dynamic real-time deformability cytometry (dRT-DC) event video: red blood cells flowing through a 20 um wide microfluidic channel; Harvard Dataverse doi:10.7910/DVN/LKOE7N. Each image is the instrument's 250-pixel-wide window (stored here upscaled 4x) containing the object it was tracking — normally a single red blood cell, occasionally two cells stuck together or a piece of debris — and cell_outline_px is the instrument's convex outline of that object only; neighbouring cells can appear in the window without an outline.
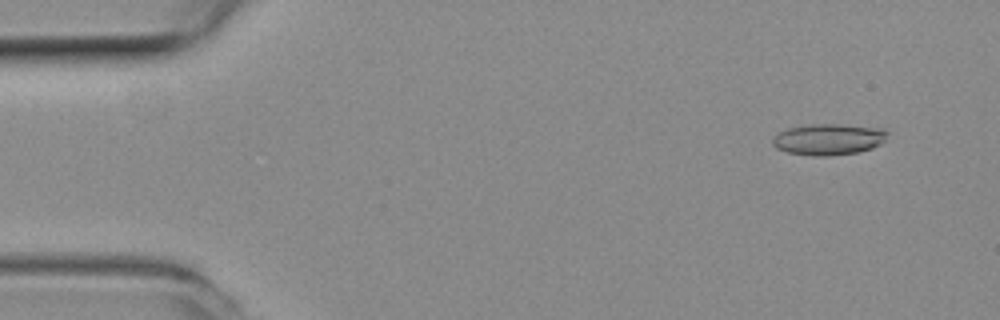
{"species": "common noctule bat (a hibernating species)", "species_latin": "Nyctalus noctula", "temperature_condition": "room temperature", "stored_images_in_passage": 49, "camera_frame_rate_fps": 3000, "um_per_image_px": 0.085, "animal": {"sex": "female", "body_mass_g": 19.3, "forearm_length_mm": 54.1}, "frame": {"image": 1, "passage_image": 4, "time_ms": 1.0, "image_size_px": [1000, 320], "cell_outline_px": [[888, 132], [884, 140], [880, 144], [872, 148], [856, 152], [828, 156], [816, 156], [788, 152], [776, 148], [772, 144], [772, 136], [788, 128], [812, 124], [836, 124], [880, 128]], "centroid_in_image_um": [70.39, 11.84], "position_along_channel_um": 14.6, "area_um2": 20.69}}
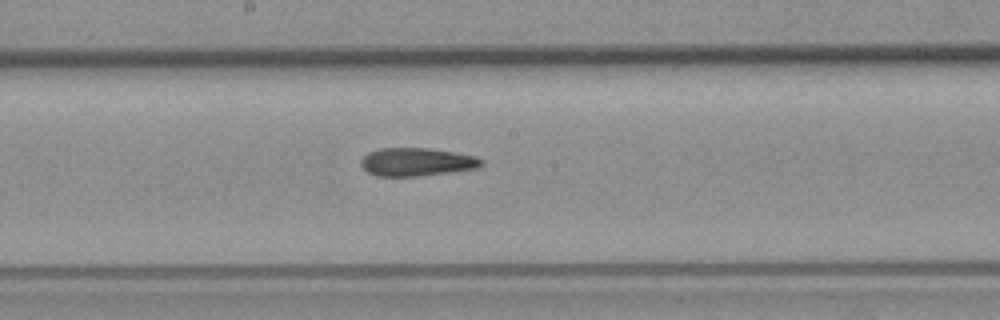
{"frame": {"image": 2, "passage_image": 27, "time_ms": 8.667, "image_size_px": [1000, 320], "cell_outline_px": [[484, 164], [476, 168], [452, 172], [420, 176], [376, 176], [368, 172], [360, 164], [360, 160], [368, 152], [380, 148], [428, 148], [476, 156], [484, 160]], "centroid_in_image_um": [35.42, 13.77], "position_along_channel_um": 212.8, "area_um2": 19.83}}
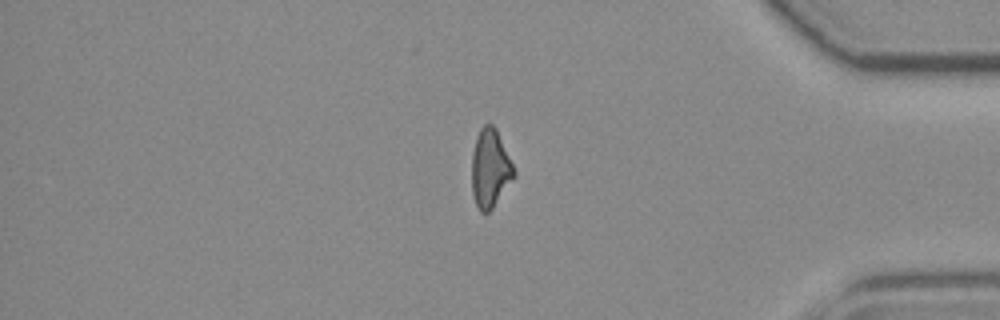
{"frame": {"image": 3, "passage_image": 43, "time_ms": 14.0, "image_size_px": [1000, 320], "cell_outline_px": [[516, 176], [492, 208], [488, 212], [480, 212], [476, 204], [472, 192], [472, 152], [476, 136], [480, 128], [484, 124], [492, 124], [496, 128], [516, 172]], "centroid_in_image_um": [41.66, 14.31], "position_along_channel_um": 393.5, "area_um2": 19.25}, "authors_computed_cell_mechanics": {"area_um2": 19.8832, "velocity_mm_per_s": 3.9674, "shape_relaxation_time_tau1_ms": null, "shape_relaxation_time_tau2_ms": 3.0975, "deformation_change_tau1": null, "deformation_change_tau2": 0.1305}}